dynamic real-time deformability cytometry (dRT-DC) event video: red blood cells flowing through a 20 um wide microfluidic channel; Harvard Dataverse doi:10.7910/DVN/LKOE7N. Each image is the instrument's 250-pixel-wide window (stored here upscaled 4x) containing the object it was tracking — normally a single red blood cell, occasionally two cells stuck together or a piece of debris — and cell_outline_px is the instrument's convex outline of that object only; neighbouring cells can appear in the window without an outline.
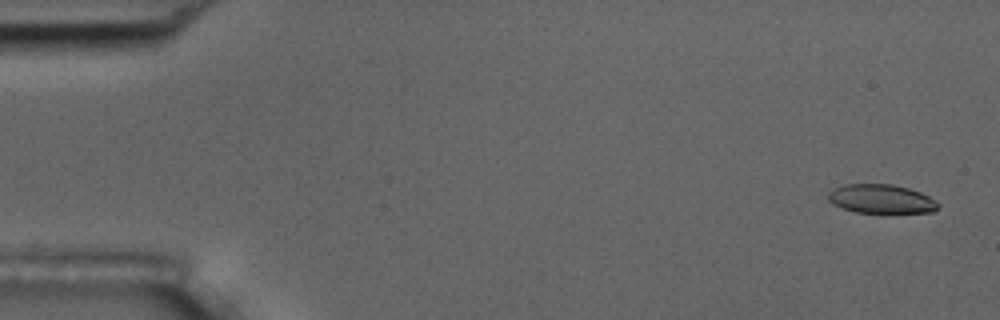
{"species": "common noctule bat (a hibernating species)", "species_latin": "Nyctalus noctula", "temperature_condition": "room temperature", "stored_images_in_passage": 6, "segment_of_instrument_passage": [1, 2], "camera_frame_rate_fps": 3000, "um_per_image_px": 0.085, "animal": {"sex": "male", "body_mass_g": 17.5, "forearm_length_mm": 52.3}, "frame": {"image": 1, "passage_image": 1, "time_ms": 0.0, "image_size_px": [1000, 320], "cell_outline_px": [[940, 208], [932, 212], [888, 216], [884, 216], [856, 212], [832, 204], [828, 200], [828, 192], [844, 184], [892, 184], [908, 188], [920, 192], [936, 200], [940, 204]], "centroid_in_image_um": [74.97, 16.97], "position_along_channel_um": 10.0, "area_um2": 19.59}}
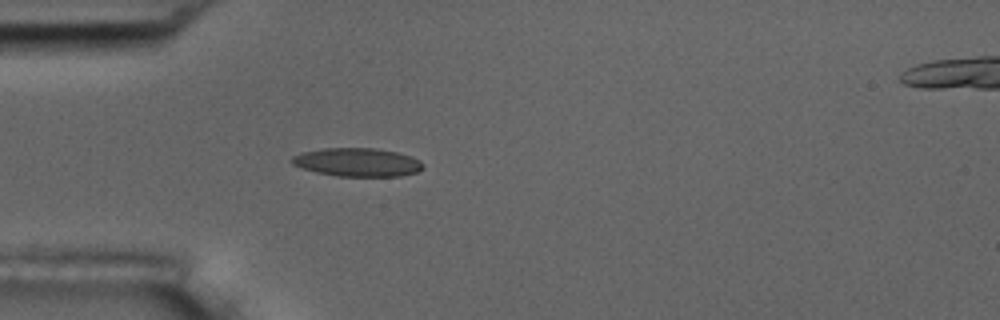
{"frame": {"image": 2, "passage_image": 5, "time_ms": 4.667, "image_size_px": [1000, 320], "cell_outline_px": [[424, 168], [416, 172], [400, 176], [336, 176], [316, 172], [292, 164], [288, 160], [292, 156], [300, 152], [324, 148], [376, 148], [396, 152], [420, 160], [424, 164]], "centroid_in_image_um": [30.34, 13.79], "position_along_channel_um": 54.7, "area_um2": 21.79}}